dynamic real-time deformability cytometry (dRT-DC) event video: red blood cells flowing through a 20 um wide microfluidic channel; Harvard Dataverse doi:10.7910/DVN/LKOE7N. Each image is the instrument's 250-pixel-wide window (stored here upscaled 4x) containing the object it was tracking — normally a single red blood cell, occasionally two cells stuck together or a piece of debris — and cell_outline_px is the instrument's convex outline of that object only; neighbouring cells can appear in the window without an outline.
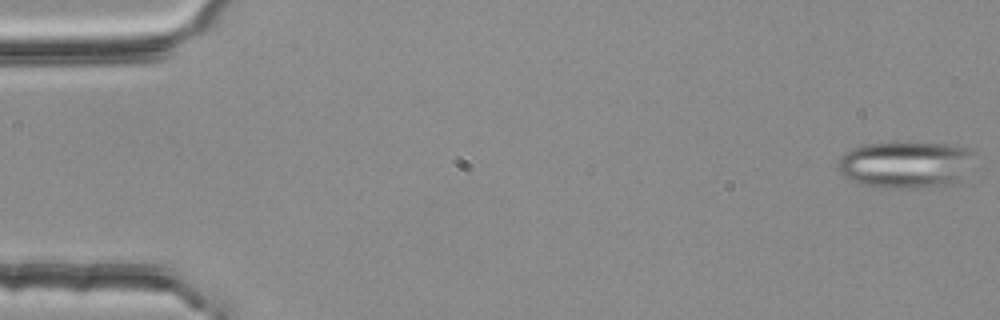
{"species": "common noctule bat (a hibernating species)", "species_latin": "Nyctalus noctula", "temperature_condition": "room temperature", "stored_images_in_passage": 55, "segment_of_instrument_passage": [1, 2], "camera_frame_rate_fps": 3000, "um_per_image_px": 0.085, "animal": {"sex": "female", "body_mass_g": 25.1}, "frame": {"image": 1, "passage_image": 1, "time_ms": 0.0, "image_size_px": [1000, 320], "cell_outline_px": [[976, 148], [956, 180], [952, 184], [900, 188], [888, 188], [864, 184], [844, 176], [836, 168], [840, 156], [852, 148], [860, 144], [952, 144]], "centroid_in_image_um": [76.9, 13.97], "position_along_channel_um": 8.1, "area_um2": 36.01}}